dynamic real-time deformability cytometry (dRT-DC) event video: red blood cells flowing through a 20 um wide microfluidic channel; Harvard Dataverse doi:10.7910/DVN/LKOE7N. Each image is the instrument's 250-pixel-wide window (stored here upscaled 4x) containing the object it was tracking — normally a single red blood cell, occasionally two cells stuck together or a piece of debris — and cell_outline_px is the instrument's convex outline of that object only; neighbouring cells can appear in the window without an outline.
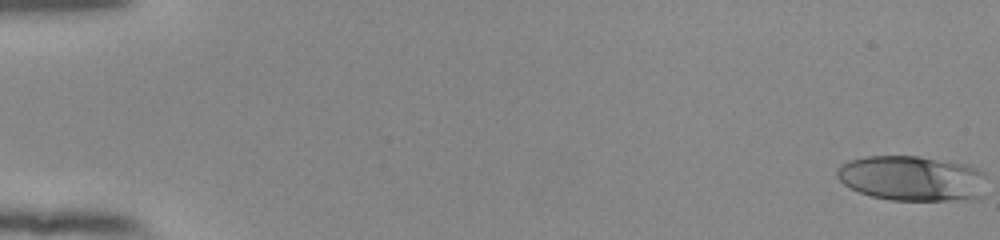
{"species": "human", "species_latin": "Homo sapiens", "temperature_condition": "room temperature", "stored_images_in_passage": 55, "camera_frame_rate_fps": 3000, "um_per_image_px": 0.085, "donor": {"sex": "female"}, "frame": {"image": 1, "passage_image": 1, "time_ms": 0.0, "image_size_px": [1000, 240], "cell_outline_px": [[984, 196], [976, 200], [888, 200], [872, 196], [860, 192], [844, 184], [836, 176], [836, 168], [840, 164], [848, 160], [864, 156], [920, 156], [968, 164], [984, 172]], "centroid_in_image_um": [77.54, 15.16], "position_along_channel_um": 7.5, "area_um2": 40.0}}
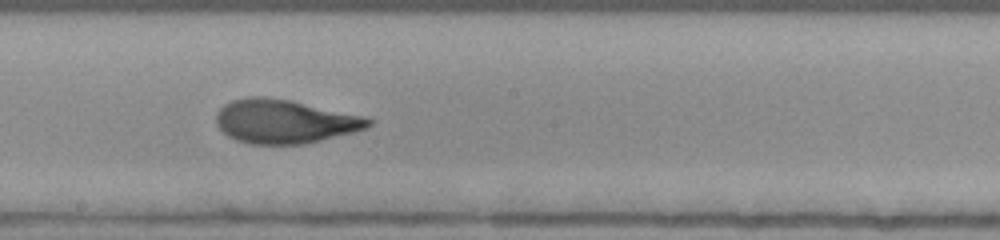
{"frame": {"image": 2, "passage_image": 32, "time_ms": 10.333, "image_size_px": [1000, 240], "cell_outline_px": [[372, 124], [364, 128], [352, 132], [304, 144], [252, 144], [236, 140], [228, 136], [216, 124], [216, 112], [224, 104], [232, 100], [248, 96], [264, 96], [288, 100], [360, 116], [372, 120]], "centroid_in_image_um": [24.09, 10.32], "position_along_channel_um": 224.1, "area_um2": 38.21}}
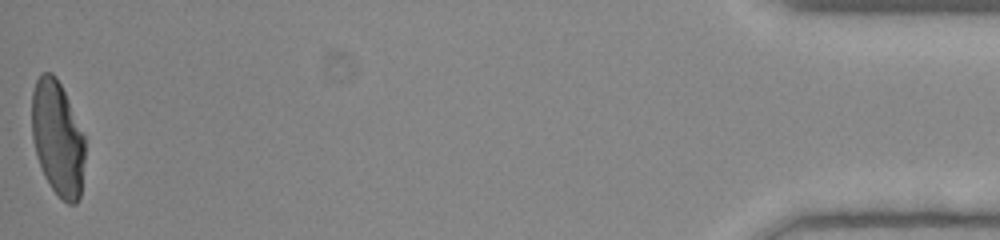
{"frame": {"image": 3, "passage_image": 55, "time_ms": 18.0, "image_size_px": [1000, 240], "cell_outline_px": [[84, 160], [80, 196], [76, 204], [68, 204], [52, 188], [44, 176], [36, 156], [32, 140], [32, 92], [36, 80], [40, 72], [52, 72], [56, 76], [68, 100], [84, 136]], "centroid_in_image_um": [4.87, 11.73], "position_along_channel_um": 430.3, "area_um2": 35.43}, "authors_computed_cell_mechanics": {"area_um2": 38.2058, "velocity_mm_per_s": 3.8526, "shape_relaxation_time_tau1_ms": 7.8263, "shape_relaxation_time_tau2_ms": 1.2794, "deformation_change_tau1": 0.296, "deformation_change_tau2": 0.0824}}